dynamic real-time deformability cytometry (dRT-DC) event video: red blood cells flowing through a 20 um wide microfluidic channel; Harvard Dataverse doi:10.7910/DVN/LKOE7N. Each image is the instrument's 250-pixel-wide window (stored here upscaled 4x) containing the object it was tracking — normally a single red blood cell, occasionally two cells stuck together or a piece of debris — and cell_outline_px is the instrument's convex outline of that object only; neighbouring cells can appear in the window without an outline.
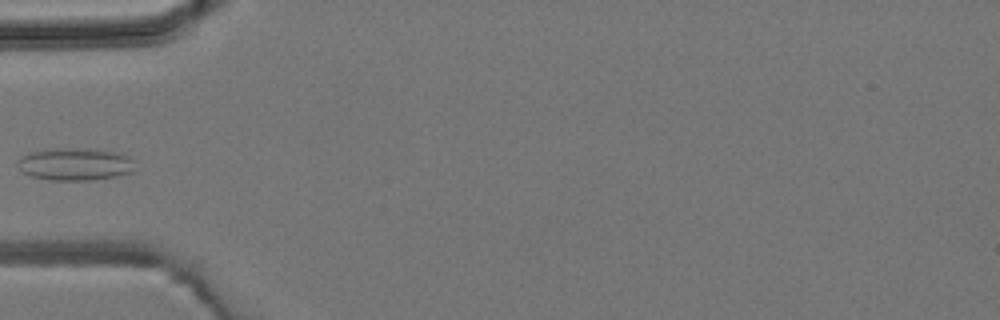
{"species": "common noctule bat (a hibernating species)", "species_latin": "Nyctalus noctula", "temperature_condition": "room temperature", "stored_images_in_passage": 4, "camera_frame_rate_fps": 3000, "um_per_image_px": 0.085, "animal": {"sex": "male", "body_mass_g": 19.2, "forearm_length_mm": 51.8}, "frame": {"image": 1, "passage_image": 4, "time_ms": 4.333, "image_size_px": [1000, 320], "cell_outline_px": [[132, 172], [116, 176], [88, 180], [48, 180], [32, 176], [20, 172], [16, 164], [20, 156], [28, 152], [52, 148], [88, 148], [116, 152], [128, 156], [132, 160]], "centroid_in_image_um": [6.29, 13.94], "position_along_channel_um": 78.7, "area_um2": 22.37}}